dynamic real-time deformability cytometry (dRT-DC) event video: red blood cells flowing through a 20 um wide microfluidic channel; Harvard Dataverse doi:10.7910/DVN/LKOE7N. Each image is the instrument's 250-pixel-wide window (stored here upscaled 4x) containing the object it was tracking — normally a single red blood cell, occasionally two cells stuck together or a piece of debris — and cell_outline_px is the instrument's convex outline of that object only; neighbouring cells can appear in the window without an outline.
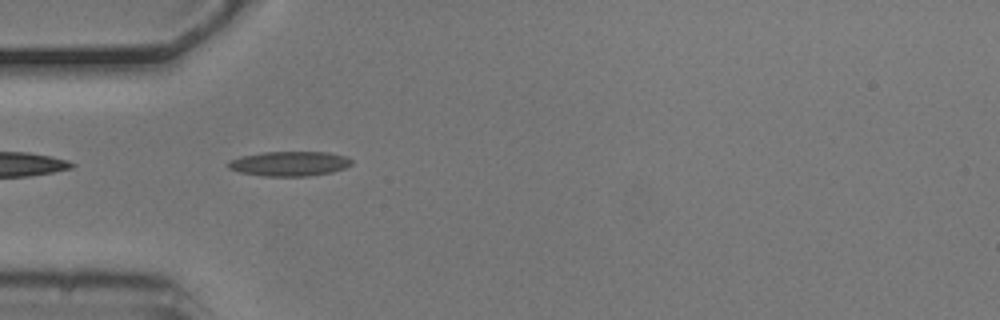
{"species": "common noctule bat (a hibernating species)", "species_latin": "Nyctalus noctula", "temperature_condition": "cold", "stored_images_in_passage": 4, "camera_frame_rate_fps": 3000, "um_per_image_px": 0.085, "animal": {"sex": "male", "body_mass_g": 20.5, "forearm_length_mm": 52.5}, "frame": {"image": 1, "passage_image": 3, "time_ms": 0.667, "image_size_px": [1000, 320], "cell_outline_px": [[352, 164], [344, 168], [332, 172], [308, 176], [264, 176], [240, 172], [228, 168], [228, 160], [240, 156], [264, 152], [328, 152], [348, 156], [352, 160]], "centroid_in_image_um": [24.61, 13.9], "position_along_channel_um": 60.4, "area_um2": 17.86}}
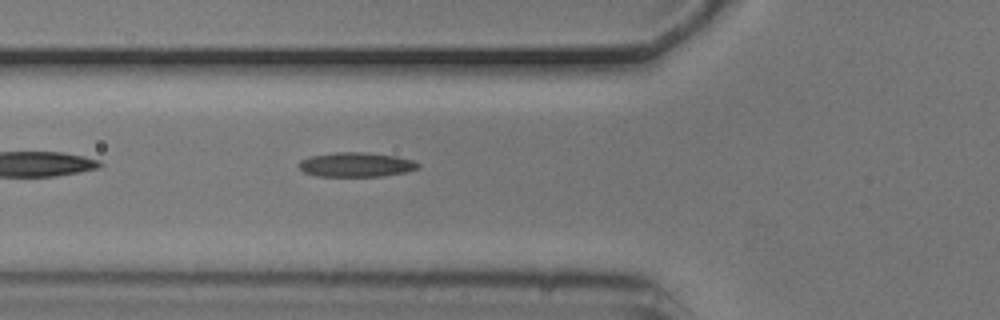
{"frame": {"image": 2, "passage_image": 4, "time_ms": 1.0, "image_size_px": [1000, 320], "cell_outline_px": [[420, 168], [408, 172], [380, 176], [316, 176], [304, 172], [296, 164], [300, 160], [308, 156], [332, 152], [368, 152], [396, 156], [412, 160], [420, 164]], "centroid_in_image_um": [30.25, 13.98], "position_along_channel_um": 95.6, "area_um2": 17.28}}